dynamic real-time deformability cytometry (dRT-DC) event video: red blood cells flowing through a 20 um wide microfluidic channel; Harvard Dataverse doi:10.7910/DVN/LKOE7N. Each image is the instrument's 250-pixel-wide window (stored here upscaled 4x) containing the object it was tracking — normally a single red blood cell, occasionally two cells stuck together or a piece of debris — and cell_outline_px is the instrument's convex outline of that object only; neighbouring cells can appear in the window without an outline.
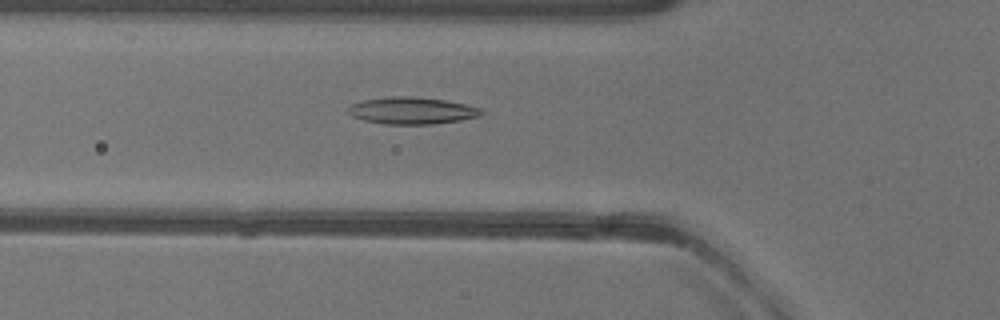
{"species": "common noctule bat (a hibernating species)", "species_latin": "Nyctalus noctula", "temperature_condition": "warm", "stored_images_in_passage": 51, "camera_frame_rate_fps": 3000, "um_per_image_px": 0.085, "animal": {"sex": "female"}, "frame": {"image": 1, "passage_image": 18, "time_ms": 5.667, "image_size_px": [1000, 320], "cell_outline_px": [[484, 112], [480, 116], [460, 120], [432, 124], [384, 124], [364, 120], [352, 116], [348, 112], [348, 108], [352, 104], [364, 100], [392, 96], [412, 96], [444, 100], [484, 108]], "centroid_in_image_um": [35.04, 9.4], "position_along_channel_um": 90.8, "area_um2": 20.87}}
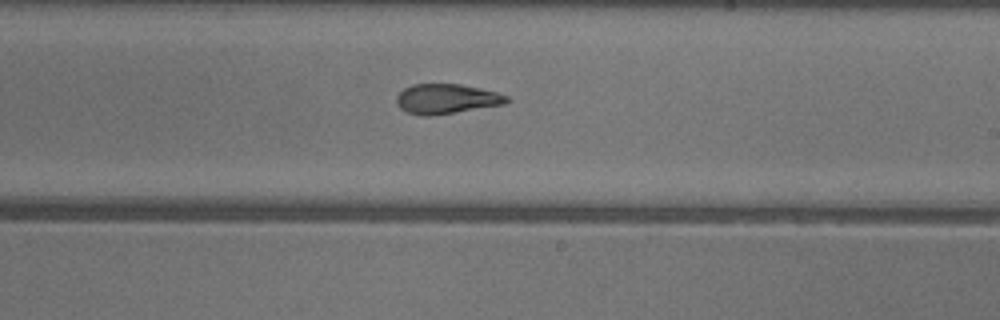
{"frame": {"image": 2, "passage_image": 30, "time_ms": 9.667, "image_size_px": [1000, 320], "cell_outline_px": [[512, 100], [504, 104], [428, 116], [408, 112], [400, 108], [396, 100], [396, 96], [404, 88], [412, 84], [460, 84], [480, 88], [496, 92], [508, 96]], "centroid_in_image_um": [37.96, 8.39], "position_along_channel_um": 251.0, "area_um2": 18.9}}
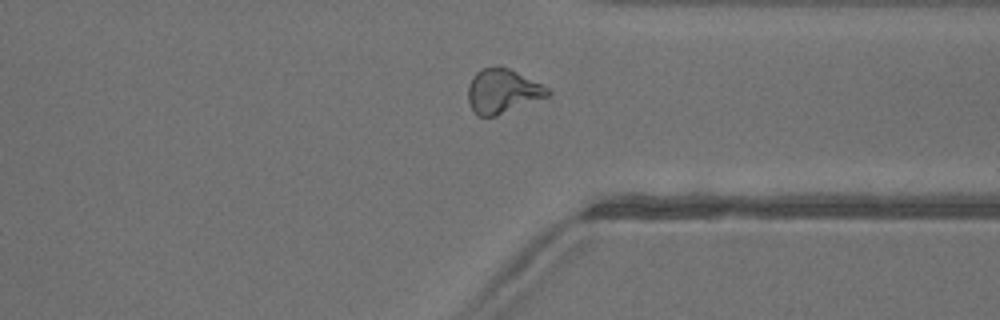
{"frame": {"image": 3, "passage_image": 39, "time_ms": 12.667, "image_size_px": [1000, 320], "cell_outline_px": [[552, 92], [548, 96], [496, 116], [480, 116], [468, 104], [468, 84], [472, 76], [480, 68], [508, 68], [548, 88]], "centroid_in_image_um": [42.68, 7.76], "position_along_channel_um": 368.7, "area_um2": 20.11}, "authors_computed_cell_mechanics": {"area_um2": 20.519, "velocity_mm_per_s": 3.9889, "shape_relaxation_time_tau1_ms": 11.0784, "shape_relaxation_time_tau2_ms": 2.1867, "deformation_change_tau1": 0.3195, "deformation_change_tau2": 0.1017}}